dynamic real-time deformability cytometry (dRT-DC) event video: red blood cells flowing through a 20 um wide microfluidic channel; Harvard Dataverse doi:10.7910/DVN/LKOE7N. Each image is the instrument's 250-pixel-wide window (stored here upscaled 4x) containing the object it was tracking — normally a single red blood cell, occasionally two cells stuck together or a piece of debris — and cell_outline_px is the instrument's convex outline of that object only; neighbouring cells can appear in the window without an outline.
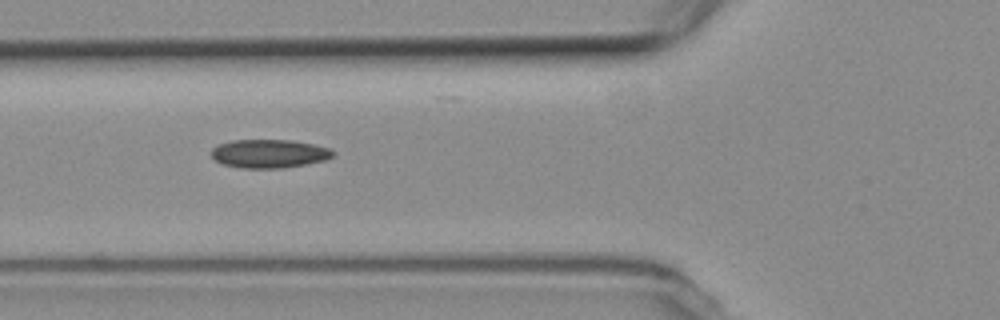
{"species": "common noctule bat (a hibernating species)", "species_latin": "Nyctalus noctula", "temperature_condition": "room temperature", "stored_images_in_passage": 15, "segment_of_instrument_passage": [1, 2], "camera_frame_rate_fps": 3000, "um_per_image_px": 0.085, "animal": {"sex": "female", "body_mass_g": 19.3, "forearm_length_mm": 54.1}, "frame": {"image": 1, "passage_image": 5, "time_ms": 5.667, "image_size_px": [1000, 320], "cell_outline_px": [[336, 152], [332, 156], [324, 160], [304, 164], [280, 168], [240, 168], [224, 164], [216, 160], [212, 156], [212, 148], [220, 144], [232, 140], [292, 140], [312, 144], [328, 148]], "centroid_in_image_um": [22.87, 13.05], "position_along_channel_um": 102.9, "area_um2": 19.94}}
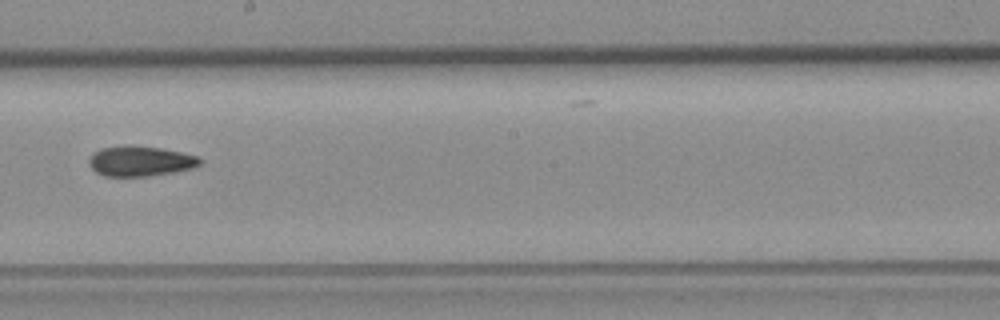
{"frame": {"image": 2, "passage_image": 8, "time_ms": 9.333, "image_size_px": [1000, 320], "cell_outline_px": [[200, 164], [192, 168], [172, 172], [148, 176], [104, 176], [96, 172], [88, 164], [88, 160], [92, 152], [100, 148], [160, 148], [180, 152], [196, 156], [200, 160]], "centroid_in_image_um": [11.88, 13.74], "position_along_channel_um": 236.3, "area_um2": 18.67}}
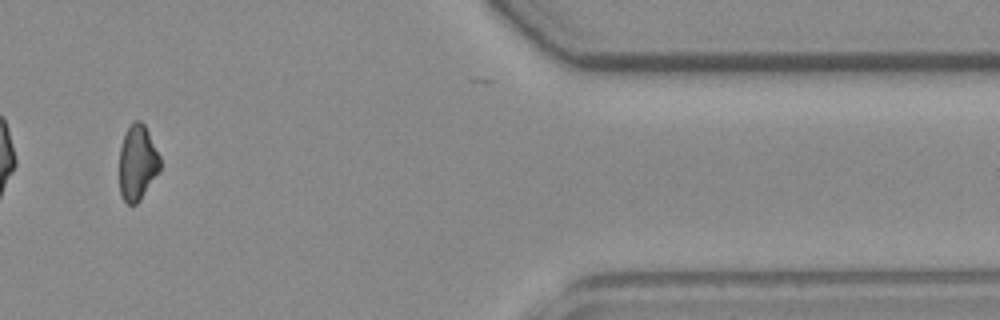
{"frame": {"image": 3, "passage_image": 13, "time_ms": 15.0, "image_size_px": [1000, 320], "cell_outline_px": [[160, 168], [140, 200], [136, 204], [128, 204], [124, 200], [120, 192], [120, 148], [124, 136], [128, 128], [136, 120], [140, 120], [144, 124], [160, 156]], "centroid_in_image_um": [11.68, 13.83], "position_along_channel_um": 399.7, "area_um2": 17.46}}